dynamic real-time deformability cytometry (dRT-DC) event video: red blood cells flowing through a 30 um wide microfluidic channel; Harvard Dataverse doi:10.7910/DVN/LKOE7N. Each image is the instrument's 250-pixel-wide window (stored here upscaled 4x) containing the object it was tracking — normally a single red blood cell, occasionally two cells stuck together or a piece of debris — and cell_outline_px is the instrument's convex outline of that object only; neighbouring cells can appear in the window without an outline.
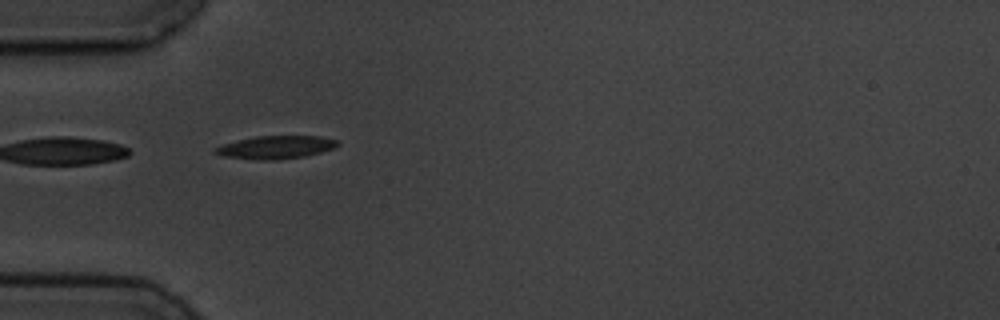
{"species": "common noctule bat (a hibernating species)", "species_latin": "Nyctalus noctula", "temperature_condition": "cold", "stored_images_in_passage": 3, "camera_frame_rate_fps": 3000, "um_per_image_px": 0.085, "animal": {"sex": "male", "body_mass_g": 19.5, "forearm_length_mm": 54.6}, "frame": {"image": 1, "passage_image": 1, "time_ms": 0.0, "image_size_px": [1000, 320], "cell_outline_px": [[340, 144], [336, 148], [304, 156], [276, 160], [256, 160], [224, 156], [212, 152], [212, 148], [224, 144], [256, 136], [320, 136], [336, 140]], "centroid_in_image_um": [23.44, 12.52], "position_along_channel_um": 61.6, "area_um2": 16.36}}
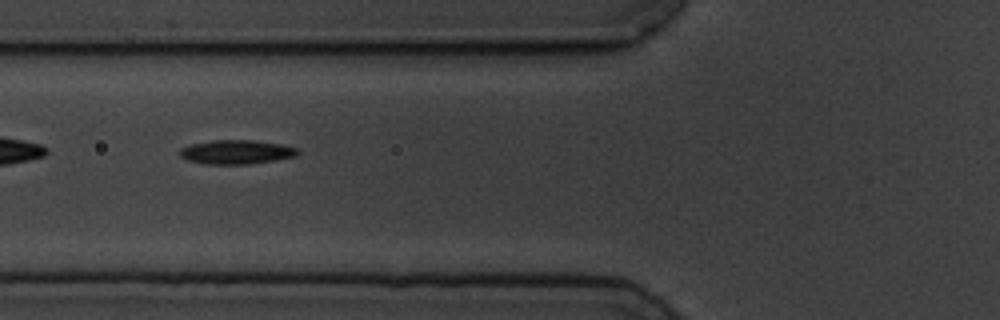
{"frame": {"image": 2, "passage_image": 2, "time_ms": 1.333, "image_size_px": [1000, 320], "cell_outline_px": [[300, 152], [296, 156], [248, 164], [208, 164], [188, 160], [180, 156], [180, 148], [188, 144], [212, 140], [256, 140], [280, 144], [300, 148]], "centroid_in_image_um": [20.09, 12.9], "position_along_channel_um": 105.7, "area_um2": 16.59}}
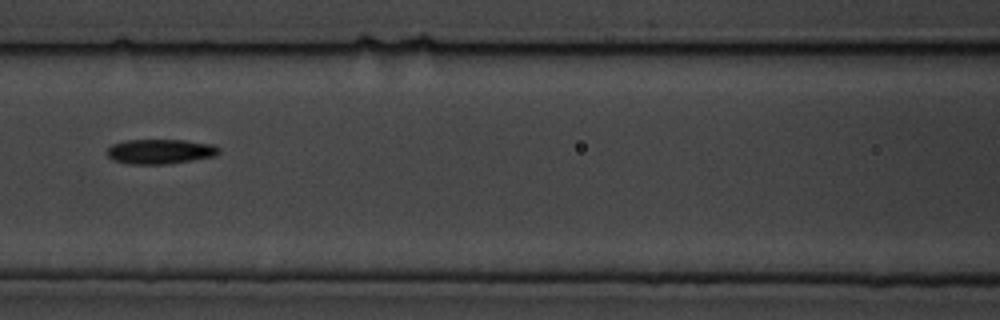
{"frame": {"image": 3, "passage_image": 3, "time_ms": 2.667, "image_size_px": [1000, 320], "cell_outline_px": [[220, 152], [216, 156], [168, 164], [128, 164], [112, 160], [108, 156], [108, 148], [112, 144], [124, 140], [184, 140], [212, 144], [220, 148]], "centroid_in_image_um": [13.62, 12.88], "position_along_channel_um": 153.0, "area_um2": 16.24}}